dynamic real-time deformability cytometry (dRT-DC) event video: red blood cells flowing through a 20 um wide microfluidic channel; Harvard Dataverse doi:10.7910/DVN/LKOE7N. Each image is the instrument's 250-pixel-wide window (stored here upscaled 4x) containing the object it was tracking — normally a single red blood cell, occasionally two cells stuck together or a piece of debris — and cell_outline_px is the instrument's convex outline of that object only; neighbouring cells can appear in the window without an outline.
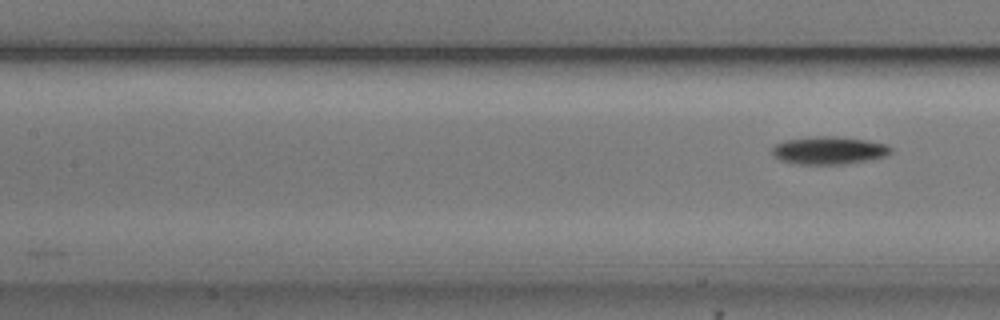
{"species": "common noctule bat (a hibernating species)", "species_latin": "Nyctalus noctula", "temperature_condition": "cold", "stored_images_in_passage": 8, "segment_of_instrument_passage": [2, 2], "camera_frame_rate_fps": 3000, "um_per_image_px": 0.085, "animal": {"sex": "male", "body_mass_g": 20.5, "forearm_length_mm": 52.5}, "frame": {"image": 1, "passage_image": 8, "time_ms": 9.0, "image_size_px": [1000, 320], "cell_outline_px": [[892, 152], [888, 156], [868, 160], [844, 164], [796, 164], [780, 160], [772, 156], [772, 148], [776, 144], [784, 140], [816, 136], [836, 136], [868, 140], [888, 144], [892, 148]], "centroid_in_image_um": [70.48, 12.78], "position_along_channel_um": 136.9, "area_um2": 19.48}}